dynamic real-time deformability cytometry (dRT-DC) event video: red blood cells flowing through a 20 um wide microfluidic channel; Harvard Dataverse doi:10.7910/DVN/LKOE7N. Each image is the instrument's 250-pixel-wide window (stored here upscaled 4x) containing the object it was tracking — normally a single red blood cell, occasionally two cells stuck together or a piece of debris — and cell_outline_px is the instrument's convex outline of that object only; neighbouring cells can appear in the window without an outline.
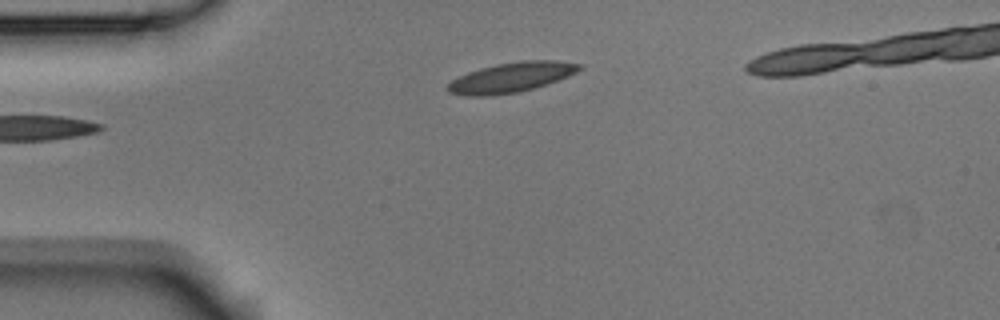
{"species": "Egyptian fruit bat (a non-hibernating species)", "species_latin": "Rousettus aegyptiacus", "temperature_condition": "room temperature", "stored_images_in_passage": 2, "camera_frame_rate_fps": 3000, "um_per_image_px": 0.085, "animal": {"sex": "male"}, "frame": {"image": 1, "passage_image": 2, "time_ms": 0.333, "image_size_px": [1000, 320], "cell_outline_px": [[584, 68], [568, 76], [532, 88], [516, 92], [488, 96], [464, 96], [448, 92], [444, 88], [452, 80], [468, 72], [480, 68], [496, 64], [524, 60], [556, 60], [584, 64]], "centroid_in_image_um": [43.44, 6.57], "position_along_channel_um": 41.6, "area_um2": 22.89}}